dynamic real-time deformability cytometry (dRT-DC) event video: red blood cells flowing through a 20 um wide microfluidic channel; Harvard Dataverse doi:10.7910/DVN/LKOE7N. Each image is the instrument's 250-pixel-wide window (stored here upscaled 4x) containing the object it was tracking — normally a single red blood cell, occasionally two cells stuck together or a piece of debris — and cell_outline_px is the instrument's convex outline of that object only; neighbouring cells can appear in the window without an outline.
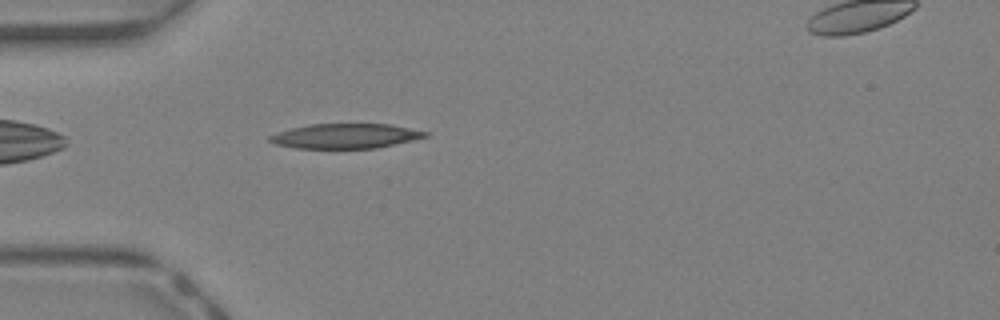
{"species": "Egyptian fruit bat (a non-hibernating species)", "species_latin": "Rousettus aegyptiacus", "temperature_condition": "warm", "stored_images_in_passage": 34, "camera_frame_rate_fps": 3000, "um_per_image_px": 0.085, "animal": {"sex": "female"}, "frame": {"image": 1, "passage_image": 2, "time_ms": 0.333, "image_size_px": [1000, 320], "cell_outline_px": [[428, 136], [412, 140], [376, 148], [296, 148], [276, 144], [268, 140], [268, 136], [292, 128], [312, 124], [388, 124], [428, 132]], "centroid_in_image_um": [29.36, 11.56], "position_along_channel_um": 55.6, "area_um2": 22.08}}
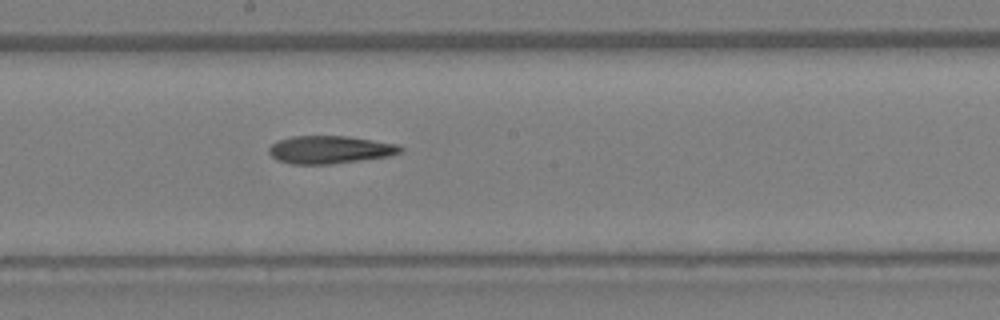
{"frame": {"image": 2, "passage_image": 13, "time_ms": 4.0, "image_size_px": [1000, 320], "cell_outline_px": [[404, 148], [400, 152], [388, 156], [360, 160], [328, 164], [292, 164], [276, 160], [268, 152], [268, 148], [276, 140], [292, 136], [348, 136], [400, 144]], "centroid_in_image_um": [28.02, 12.71], "position_along_channel_um": 220.2, "area_um2": 21.39}}
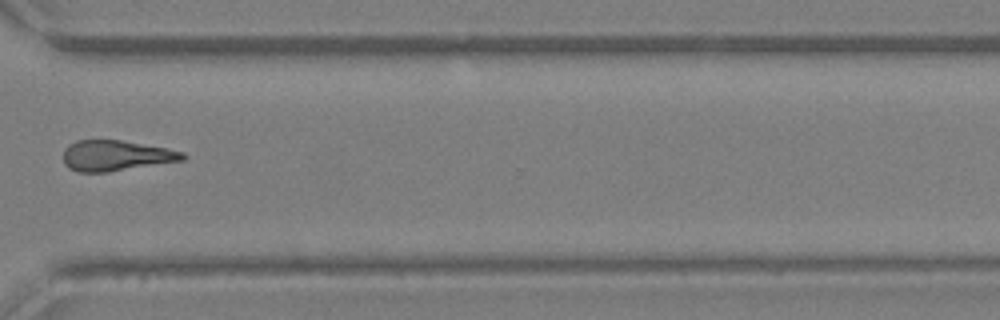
{"frame": {"image": 3, "passage_image": 22, "time_ms": 7.0, "image_size_px": [1000, 320], "cell_outline_px": [[188, 156], [184, 160], [108, 172], [76, 172], [68, 168], [64, 164], [64, 148], [68, 144], [76, 140], [120, 140], [168, 148], [184, 152]], "centroid_in_image_um": [9.85, 13.23], "position_along_channel_um": 360.8, "area_um2": 21.44}}